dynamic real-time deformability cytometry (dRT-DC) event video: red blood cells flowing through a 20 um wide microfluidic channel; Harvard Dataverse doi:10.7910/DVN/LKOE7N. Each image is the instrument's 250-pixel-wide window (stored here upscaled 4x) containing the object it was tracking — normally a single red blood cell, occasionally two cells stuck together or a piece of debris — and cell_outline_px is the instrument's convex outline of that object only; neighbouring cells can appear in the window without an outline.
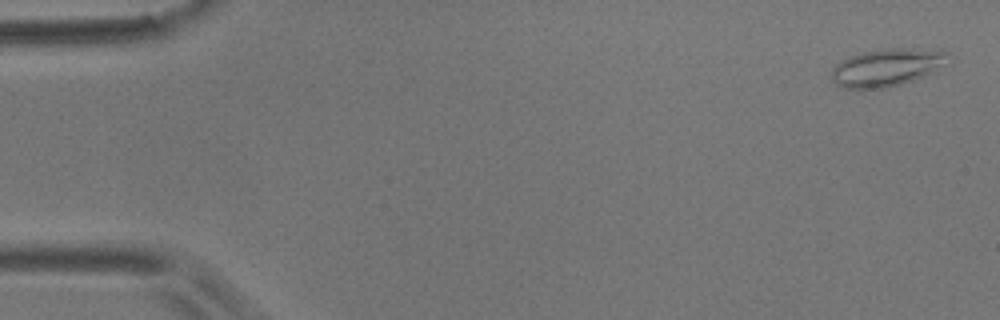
{"species": "common noctule bat (a hibernating species)", "species_latin": "Nyctalus noctula", "temperature_condition": "room temperature", "stored_images_in_passage": 4, "camera_frame_rate_fps": 3000, "um_per_image_px": 0.085, "animal": {"sex": "male", "body_mass_g": 17.9}, "frame": {"image": 1, "passage_image": 1, "time_ms": 0.0, "image_size_px": [1000, 320], "cell_outline_px": [[956, 60], [952, 64], [936, 72], [900, 84], [884, 88], [844, 88], [836, 84], [832, 80], [832, 68], [836, 64], [848, 56], [864, 52], [888, 48], [940, 48], [948, 52]], "centroid_in_image_um": [75.57, 5.69], "position_along_channel_um": 9.4, "area_um2": 26.47}}